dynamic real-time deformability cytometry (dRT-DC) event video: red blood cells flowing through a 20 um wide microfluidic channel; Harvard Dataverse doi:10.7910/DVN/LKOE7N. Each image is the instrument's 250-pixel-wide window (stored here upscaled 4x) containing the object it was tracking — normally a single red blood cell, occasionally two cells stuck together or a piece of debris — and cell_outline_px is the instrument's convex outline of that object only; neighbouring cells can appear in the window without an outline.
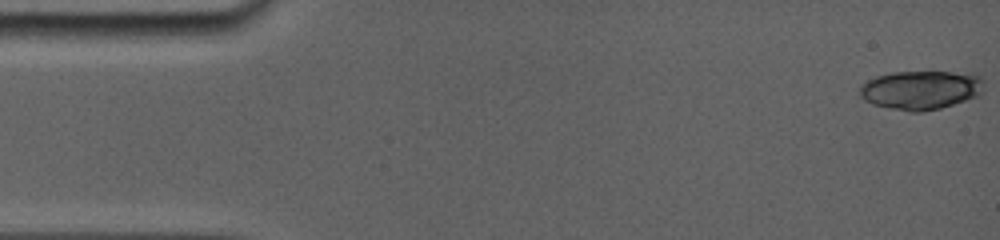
{"species": "common noctule bat (a hibernating species)", "species_latin": "Nyctalus noctula", "temperature_condition": "room temperature", "stored_images_in_passage": 4, "camera_frame_rate_fps": 5000, "um_per_image_px": 0.085, "animal": {"sex": "female", "body_mass_g": 19.0, "forearm_length_mm": 56.7}, "frame": {"image": 1, "passage_image": 1, "time_ms": 0.0, "image_size_px": [1000, 240], "cell_outline_px": [[984, 88], [980, 96], [940, 108], [920, 112], [908, 112], [872, 104], [864, 100], [860, 96], [860, 84], [876, 76], [892, 72], [972, 72], [980, 76], [984, 80]], "centroid_in_image_um": [78.31, 7.64], "position_along_channel_um": 6.7, "area_um2": 28.61}}